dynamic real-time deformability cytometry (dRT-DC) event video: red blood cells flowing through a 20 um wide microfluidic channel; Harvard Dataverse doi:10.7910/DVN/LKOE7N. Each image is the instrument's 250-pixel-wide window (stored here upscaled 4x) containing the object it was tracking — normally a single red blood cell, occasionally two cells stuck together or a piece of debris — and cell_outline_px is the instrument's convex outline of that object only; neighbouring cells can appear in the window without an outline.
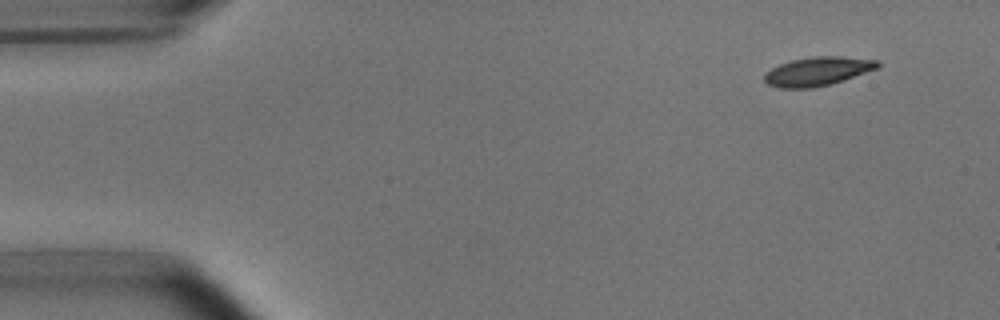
{"species": "common noctule bat (a hibernating species)", "species_latin": "Nyctalus noctula", "temperature_condition": "room temperature", "stored_images_in_passage": 5, "segment_of_instrument_passage": [2, 2], "camera_frame_rate_fps": 3000, "um_per_image_px": 0.085, "animal": {"sex": "male", "body_mass_g": 15.6}, "frame": {"image": 1, "passage_image": 5, "time_ms": 5.667, "image_size_px": [1000, 320], "cell_outline_px": [[880, 68], [832, 84], [812, 88], [780, 88], [768, 84], [764, 80], [764, 72], [780, 64], [792, 60], [812, 56], [840, 56], [880, 60]], "centroid_in_image_um": [69.54, 6.06], "position_along_channel_um": 15.5, "area_um2": 19.25}}